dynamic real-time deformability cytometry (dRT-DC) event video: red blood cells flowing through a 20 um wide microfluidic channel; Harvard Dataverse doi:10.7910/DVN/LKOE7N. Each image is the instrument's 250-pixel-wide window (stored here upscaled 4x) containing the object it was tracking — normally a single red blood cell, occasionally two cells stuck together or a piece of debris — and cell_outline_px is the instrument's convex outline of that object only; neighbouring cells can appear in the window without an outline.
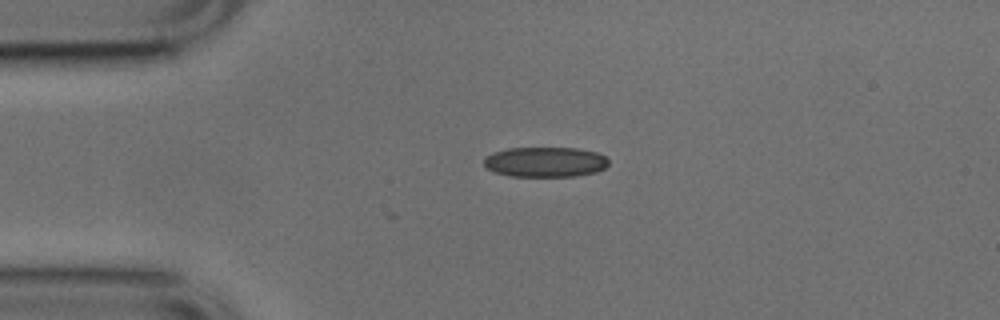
{"species": "common noctule bat (a hibernating species)", "species_latin": "Nyctalus noctula", "temperature_condition": "cold", "stored_images_in_passage": 41, "camera_frame_rate_fps": 3000, "um_per_image_px": 0.085, "animal": {"sex": "male", "body_mass_g": 17.9, "forearm_length_mm": 54.2}, "frame": {"image": 1, "passage_image": 1, "time_ms": 0.0, "image_size_px": [1000, 320], "cell_outline_px": [[608, 164], [604, 168], [596, 172], [576, 176], [512, 176], [496, 172], [488, 168], [484, 164], [484, 160], [488, 156], [496, 152], [508, 148], [576, 148], [596, 152], [604, 156], [608, 160]], "centroid_in_image_um": [46.38, 13.77], "position_along_channel_um": 38.6, "area_um2": 21.56}}
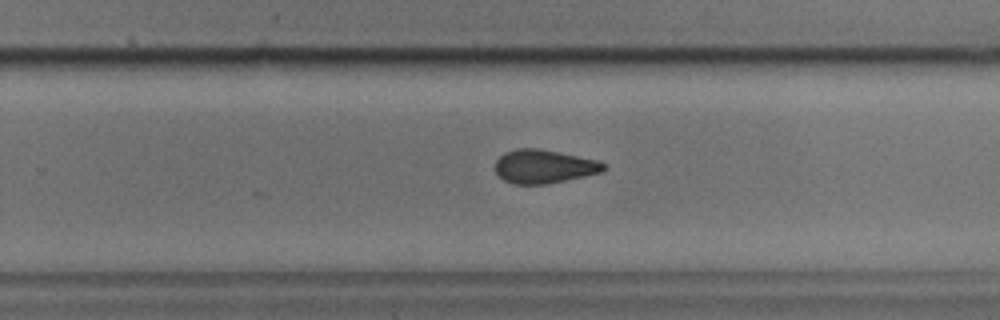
{"frame": {"image": 2, "passage_image": 22, "time_ms": 7.0, "image_size_px": [1000, 320], "cell_outline_px": [[608, 168], [604, 172], [548, 184], [512, 184], [504, 180], [496, 172], [496, 160], [504, 152], [516, 148], [536, 148], [596, 160], [608, 164]], "centroid_in_image_um": [46.26, 14.16], "position_along_channel_um": 283.5, "area_um2": 21.27}}
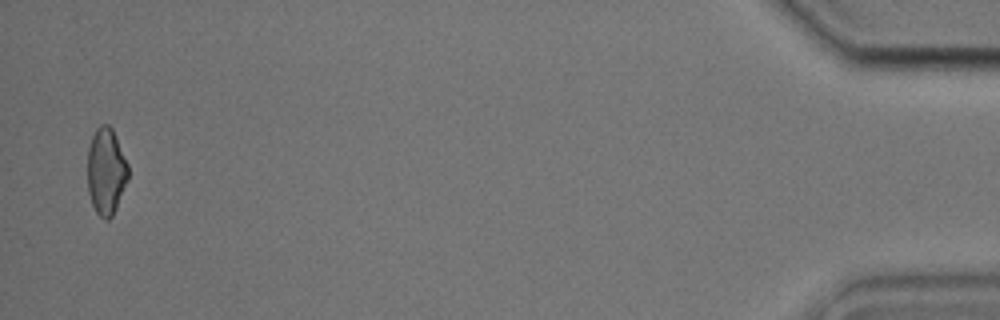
{"frame": {"image": 3, "passage_image": 40, "time_ms": 13.0, "image_size_px": [1000, 320], "cell_outline_px": [[128, 180], [116, 208], [112, 216], [108, 220], [104, 220], [96, 212], [92, 204], [88, 192], [88, 148], [92, 136], [96, 128], [100, 124], [108, 124], [112, 128], [128, 164]], "centroid_in_image_um": [9.02, 14.56], "position_along_channel_um": 426.2, "area_um2": 20.58}, "authors_computed_cell_mechanics": {"area_um2": 21.675, "velocity_mm_per_s": 3.8627, "shape_relaxation_time_tau1_ms": 8.0123, "shape_relaxation_time_tau2_ms": 3.2325, "deformation_change_tau1": 0.1353, "deformation_change_tau2": 0.1063}}